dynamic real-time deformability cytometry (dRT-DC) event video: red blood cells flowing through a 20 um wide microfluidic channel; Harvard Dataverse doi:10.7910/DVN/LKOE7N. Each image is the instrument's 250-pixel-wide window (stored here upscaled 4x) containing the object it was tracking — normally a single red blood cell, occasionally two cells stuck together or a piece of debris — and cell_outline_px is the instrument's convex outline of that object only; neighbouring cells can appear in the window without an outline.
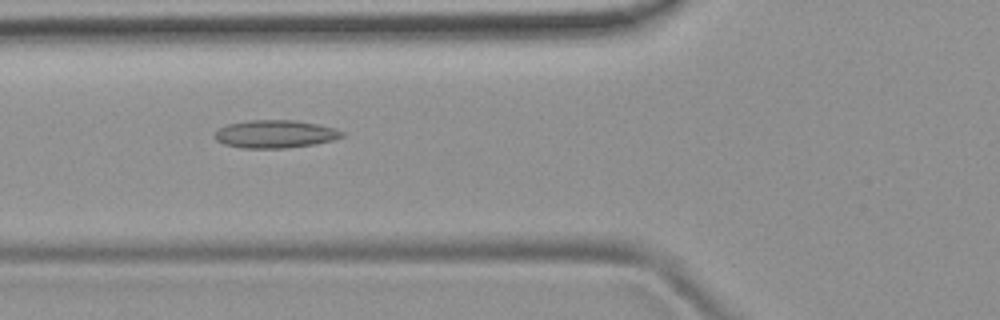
{"species": "common noctule bat (a hibernating species)", "species_latin": "Nyctalus noctula", "temperature_condition": "room temperature", "stored_images_in_passage": 53, "camera_frame_rate_fps": 3000, "um_per_image_px": 0.085, "animal": {"sex": "female", "body_mass_g": 19.9}, "frame": {"image": 1, "passage_image": 20, "time_ms": 6.333, "image_size_px": [1000, 320], "cell_outline_px": [[344, 136], [332, 140], [312, 144], [284, 148], [240, 148], [224, 144], [216, 140], [212, 136], [220, 128], [228, 124], [248, 120], [296, 120], [336, 128], [344, 132]], "centroid_in_image_um": [23.37, 11.39], "position_along_channel_um": 102.4, "area_um2": 20.63}}
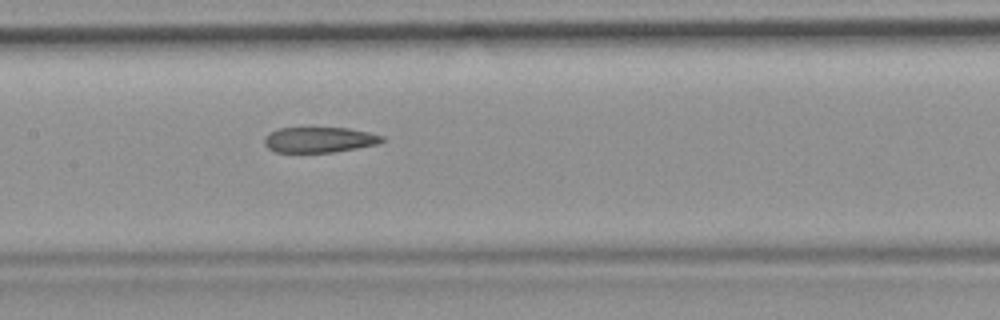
{"frame": {"image": 2, "passage_image": 26, "time_ms": 8.333, "image_size_px": [1000, 320], "cell_outline_px": [[384, 140], [376, 144], [356, 148], [332, 152], [276, 152], [268, 148], [264, 144], [264, 136], [280, 128], [348, 128], [368, 132], [384, 136]], "centroid_in_image_um": [27.13, 11.88], "position_along_channel_um": 180.3, "area_um2": 17.28}}
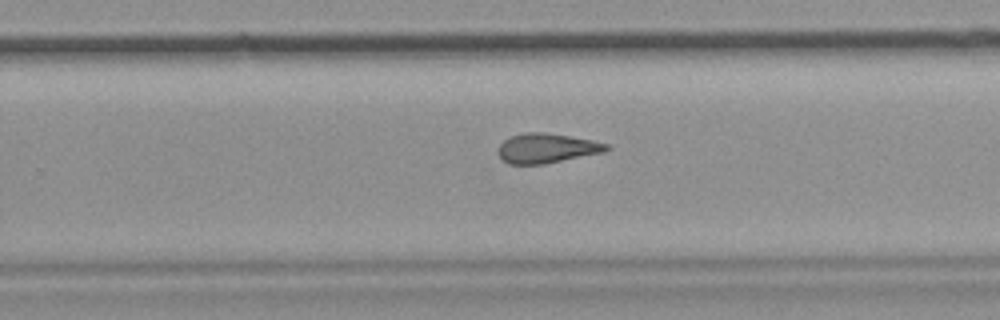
{"frame": {"image": 3, "passage_image": 34, "time_ms": 11.0, "image_size_px": [1000, 320], "cell_outline_px": [[612, 148], [604, 152], [544, 164], [508, 164], [496, 152], [500, 144], [508, 136], [524, 132], [544, 132], [592, 140], [608, 144]], "centroid_in_image_um": [46.45, 12.59], "position_along_channel_um": 283.4, "area_um2": 18.79}, "authors_computed_cell_mechanics": {"area_um2": 19.7098, "velocity_mm_per_s": 3.8948, "shape_relaxation_time_tau1_ms": null, "shape_relaxation_time_tau2_ms": 5.5974, "deformation_change_tau1": null, "deformation_change_tau2": 0.167}}